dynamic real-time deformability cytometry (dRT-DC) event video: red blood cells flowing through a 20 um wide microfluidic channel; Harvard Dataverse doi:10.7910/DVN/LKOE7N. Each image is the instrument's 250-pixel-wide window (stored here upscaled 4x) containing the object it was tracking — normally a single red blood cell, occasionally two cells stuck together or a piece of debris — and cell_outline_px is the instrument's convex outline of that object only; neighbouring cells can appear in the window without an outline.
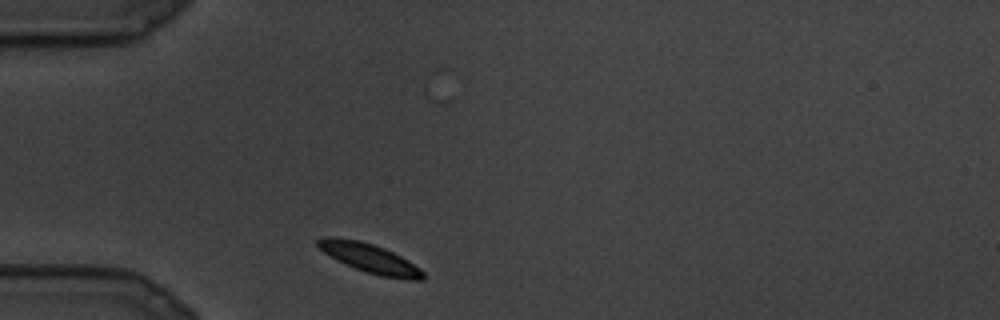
{"species": "common noctule bat (a hibernating species)", "species_latin": "Nyctalus noctula", "temperature_condition": "cold", "stored_images_in_passage": 7, "camera_frame_rate_fps": 3000, "um_per_image_px": 0.085, "animal": {"sex": "male", "body_mass_g": 19.5, "forearm_length_mm": 54.6}, "frame": {"image": 1, "passage_image": 1, "time_ms": 0.0, "image_size_px": [1000, 320], "cell_outline_px": [[424, 280], [408, 280], [380, 276], [356, 268], [336, 260], [324, 252], [316, 244], [316, 240], [320, 236], [336, 236], [360, 240], [384, 248], [408, 260], [420, 268], [424, 272]], "centroid_in_image_um": [31.41, 21.93], "position_along_channel_um": 53.6, "area_um2": 17.98}}
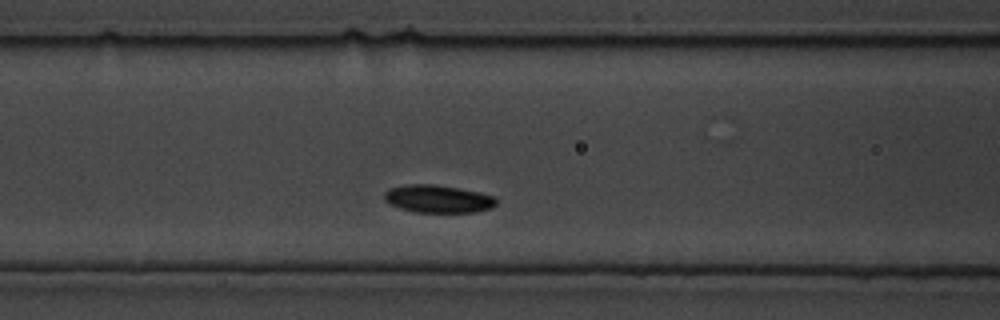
{"frame": {"image": 2, "passage_image": 5, "time_ms": 1.333, "image_size_px": [1000, 320], "cell_outline_px": [[496, 204], [492, 208], [476, 212], [416, 212], [400, 208], [388, 204], [384, 200], [384, 192], [388, 188], [404, 184], [432, 184], [460, 188], [480, 192], [496, 196]], "centroid_in_image_um": [37.22, 16.89], "position_along_channel_um": 129.4, "area_um2": 18.38}}
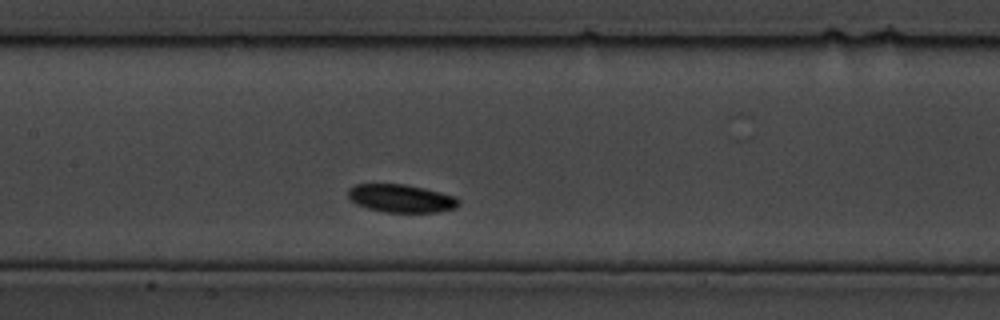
{"frame": {"image": 3, "passage_image": 7, "time_ms": 2.0, "image_size_px": [1000, 320], "cell_outline_px": [[460, 204], [456, 208], [440, 212], [384, 212], [368, 208], [356, 204], [348, 200], [348, 188], [356, 184], [404, 184], [424, 188], [456, 196], [460, 200]], "centroid_in_image_um": [34.1, 16.86], "position_along_channel_um": 173.3, "area_um2": 18.26}}